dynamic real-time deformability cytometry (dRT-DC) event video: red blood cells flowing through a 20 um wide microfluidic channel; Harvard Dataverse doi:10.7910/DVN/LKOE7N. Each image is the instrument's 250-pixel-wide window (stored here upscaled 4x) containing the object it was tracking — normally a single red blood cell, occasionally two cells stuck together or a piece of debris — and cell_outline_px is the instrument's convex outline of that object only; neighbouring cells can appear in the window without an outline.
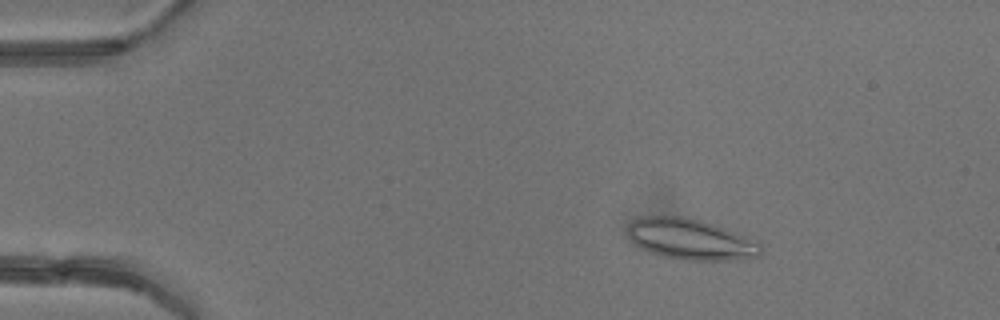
{"species": "common noctule bat (a hibernating species)", "species_latin": "Nyctalus noctula", "temperature_condition": "warm", "stored_images_in_passage": 5, "camera_frame_rate_fps": 3000, "um_per_image_px": 0.085, "animal": {"sex": "female"}, "frame": {"image": 1, "passage_image": 2, "time_ms": 1.333, "image_size_px": [1000, 320], "cell_outline_px": [[760, 256], [732, 260], [684, 260], [664, 256], [640, 248], [628, 236], [628, 224], [632, 220], [644, 216], [684, 216], [700, 220], [736, 232], [760, 244]], "centroid_in_image_um": [58.66, 20.33], "position_along_channel_um": 26.3, "area_um2": 31.33}}